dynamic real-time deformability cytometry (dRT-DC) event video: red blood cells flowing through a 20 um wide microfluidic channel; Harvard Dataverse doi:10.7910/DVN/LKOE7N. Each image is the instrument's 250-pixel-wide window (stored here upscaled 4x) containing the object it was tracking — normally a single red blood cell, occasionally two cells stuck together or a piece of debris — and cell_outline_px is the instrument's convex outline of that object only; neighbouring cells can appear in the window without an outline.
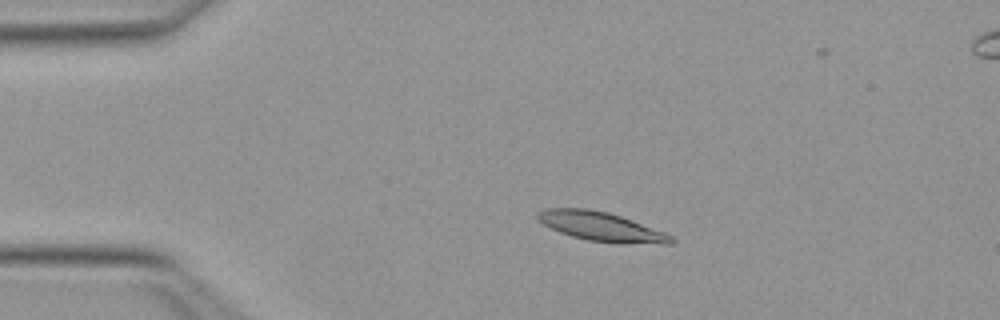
{"species": "Egyptian fruit bat (a non-hibernating species)", "species_latin": "Rousettus aegyptiacus", "temperature_condition": "warm", "stored_images_in_passage": 52, "camera_frame_rate_fps": 3000, "um_per_image_px": 0.085, "animal": {"sex": "female"}, "frame": {"image": 1, "passage_image": 10, "time_ms": 3.0, "image_size_px": [1000, 320], "cell_outline_px": [[676, 240], [672, 244], [616, 244], [588, 240], [572, 236], [560, 232], [544, 224], [536, 216], [536, 212], [544, 208], [588, 208], [608, 212], [632, 220], [664, 232], [672, 236]], "centroid_in_image_um": [51.13, 19.27], "position_along_channel_um": 33.9, "area_um2": 22.83}}
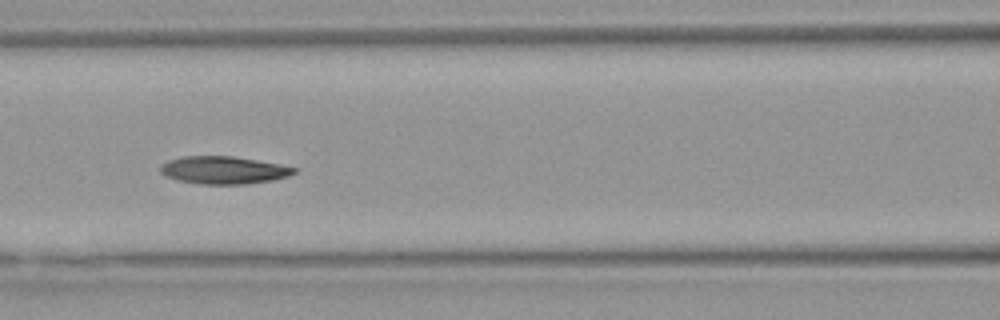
{"frame": {"image": 2, "passage_image": 22, "time_ms": 7.0, "image_size_px": [1000, 320], "cell_outline_px": [[300, 168], [296, 172], [288, 176], [272, 180], [248, 184], [200, 184], [176, 180], [160, 172], [160, 164], [168, 160], [184, 156], [232, 156], [280, 164]], "centroid_in_image_um": [19.02, 14.46], "position_along_channel_um": 147.6, "area_um2": 21.62}}
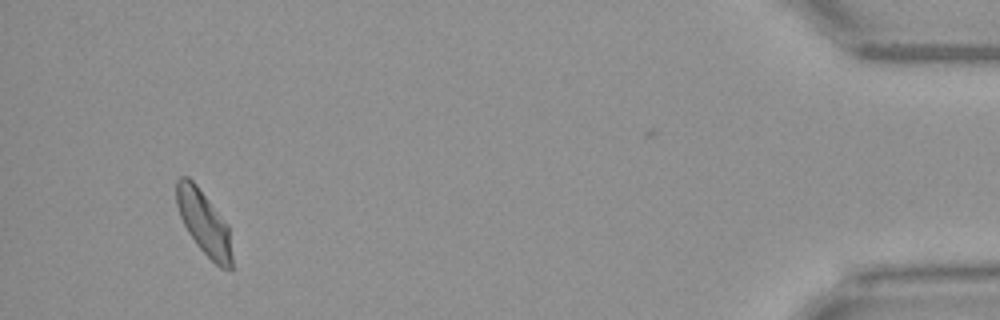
{"frame": {"image": 3, "passage_image": 48, "time_ms": 15.667, "image_size_px": [1000, 320], "cell_outline_px": [[232, 272], [228, 272], [220, 268], [196, 244], [188, 232], [180, 216], [176, 204], [176, 180], [180, 176], [188, 176], [196, 184], [228, 224], [232, 256]], "centroid_in_image_um": [17.34, 18.95], "position_along_channel_um": 417.9, "area_um2": 20.81}, "authors_computed_cell_mechanics": {"area_um2": 21.5305, "velocity_mm_per_s": 3.9807, "shape_relaxation_time_tau1_ms": 10.03, "shape_relaxation_time_tau2_ms": 5.7015, "deformation_change_tau1": 0.2248, "deformation_change_tau2": 0.1227}}